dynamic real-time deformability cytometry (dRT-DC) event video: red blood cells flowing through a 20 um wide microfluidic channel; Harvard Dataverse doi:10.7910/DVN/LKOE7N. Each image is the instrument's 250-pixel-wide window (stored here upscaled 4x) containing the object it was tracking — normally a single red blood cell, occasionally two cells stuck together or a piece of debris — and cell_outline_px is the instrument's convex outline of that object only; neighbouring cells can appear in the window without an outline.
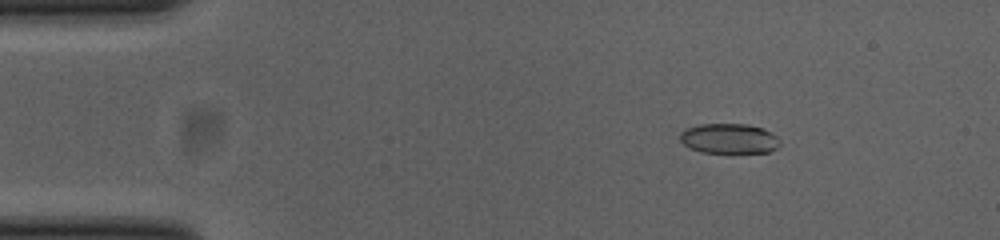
{"species": "common noctule bat (a hibernating species)", "species_latin": "Nyctalus noctula", "temperature_condition": "cold", "stored_images_in_passage": 51, "camera_frame_rate_fps": 3000, "um_per_image_px": 0.085, "animal": {"sex": "female", "body_mass_g": 23.0, "forearm_length_mm": 53.4}, "frame": {"image": 1, "passage_image": 6, "time_ms": 1.667, "image_size_px": [1000, 240], "cell_outline_px": [[780, 144], [776, 148], [768, 152], [732, 156], [700, 152], [688, 148], [680, 140], [680, 132], [688, 128], [700, 124], [748, 124], [764, 128], [776, 136], [780, 140]], "centroid_in_image_um": [61.99, 11.84], "position_along_channel_um": 23.0, "area_um2": 18.44}}
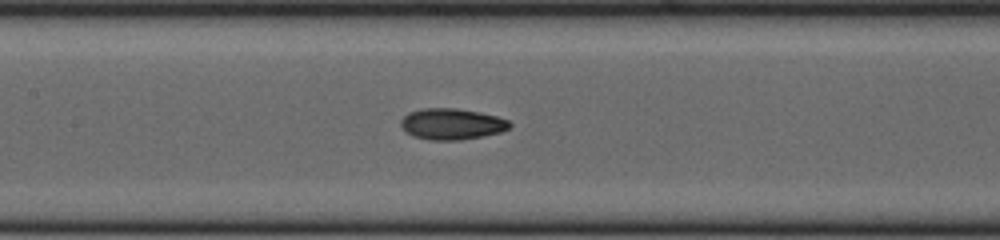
{"frame": {"image": 2, "passage_image": 23, "time_ms": 7.333, "image_size_px": [1000, 240], "cell_outline_px": [[512, 124], [508, 128], [500, 132], [460, 140], [432, 140], [412, 136], [400, 124], [400, 120], [408, 112], [420, 108], [456, 108], [480, 112], [496, 116], [508, 120]], "centroid_in_image_um": [38.38, 10.52], "position_along_channel_um": 169.0, "area_um2": 19.65}}
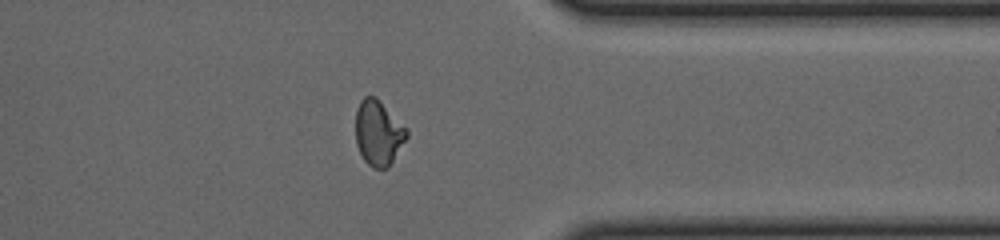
{"frame": {"image": 3, "passage_image": 40, "time_ms": 13.0, "image_size_px": [1000, 240], "cell_outline_px": [[408, 136], [388, 168], [372, 168], [364, 160], [356, 144], [356, 108], [360, 100], [364, 96], [376, 96], [408, 132]], "centroid_in_image_um": [32.13, 11.3], "position_along_channel_um": 379.3, "area_um2": 19.13}, "authors_computed_cell_mechanics": {"area_um2": 18.9584, "velocity_mm_per_s": 3.8738, "shape_relaxation_time_tau1_ms": 3.2401, "shape_relaxation_time_tau2_ms": 1.7195, "deformation_change_tau1": 0.1461, "deformation_change_tau2": 0.0708}}